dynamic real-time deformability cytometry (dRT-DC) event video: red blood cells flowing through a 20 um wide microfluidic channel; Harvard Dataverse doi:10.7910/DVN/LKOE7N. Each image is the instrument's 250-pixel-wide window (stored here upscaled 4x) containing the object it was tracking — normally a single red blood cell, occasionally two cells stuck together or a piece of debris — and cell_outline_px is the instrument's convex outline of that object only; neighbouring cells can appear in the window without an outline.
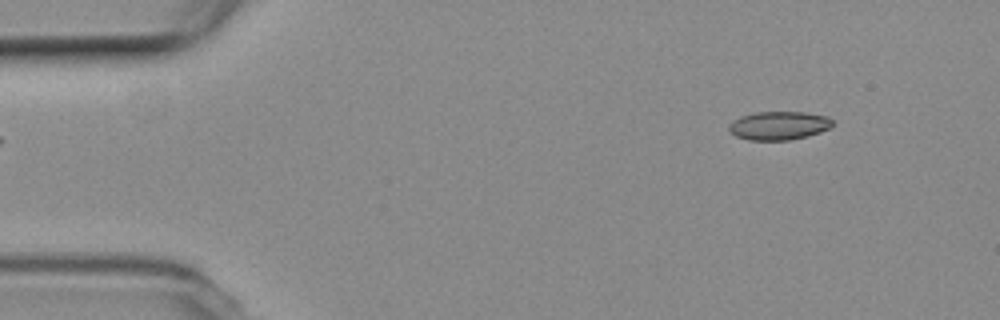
{"species": "common noctule bat (a hibernating species)", "species_latin": "Nyctalus noctula", "temperature_condition": "room temperature", "stored_images_in_passage": 3, "camera_frame_rate_fps": 3000, "um_per_image_px": 0.085, "animal": {"sex": "female", "body_mass_g": 19.3, "forearm_length_mm": 54.1}, "frame": {"image": 1, "passage_image": 1, "time_ms": 0.0, "image_size_px": [1000, 320], "cell_outline_px": [[832, 124], [828, 128], [820, 132], [808, 136], [792, 140], [748, 140], [736, 136], [728, 128], [728, 124], [740, 116], [756, 112], [804, 112], [828, 116], [832, 120]], "centroid_in_image_um": [66.19, 10.67], "position_along_channel_um": 18.8, "area_um2": 17.22}}